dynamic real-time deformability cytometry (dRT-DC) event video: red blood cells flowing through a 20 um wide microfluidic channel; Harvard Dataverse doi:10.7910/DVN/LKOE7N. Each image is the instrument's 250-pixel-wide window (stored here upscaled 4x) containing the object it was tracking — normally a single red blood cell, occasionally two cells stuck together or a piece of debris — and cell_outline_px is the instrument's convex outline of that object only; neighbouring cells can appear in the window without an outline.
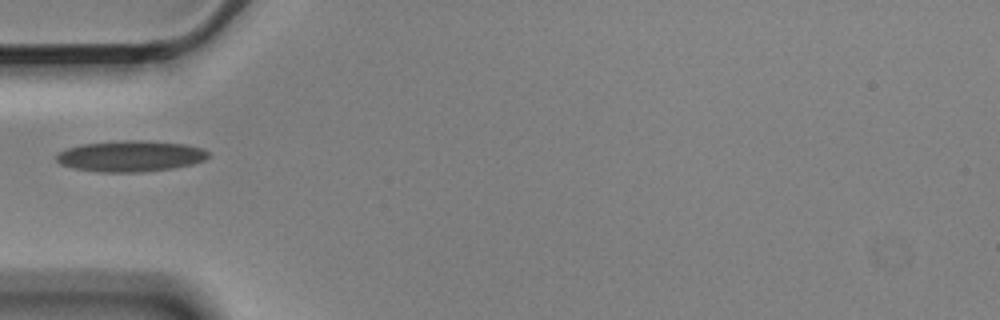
{"species": "Egyptian fruit bat (a non-hibernating species)", "species_latin": "Rousettus aegyptiacus", "temperature_condition": "cold", "stored_images_in_passage": 1, "camera_frame_rate_fps": 3000, "um_per_image_px": 0.085, "animal": {"sex": "male"}, "frame": {"image": 1, "passage_image": 1, "time_ms": 0.0, "image_size_px": [1000, 320], "cell_outline_px": [[212, 156], [204, 160], [192, 164], [172, 168], [144, 172], [100, 172], [72, 168], [60, 164], [56, 160], [56, 156], [60, 152], [68, 148], [84, 144], [124, 140], [140, 140], [184, 144], [204, 148]], "centroid_in_image_um": [11.13, 13.28], "position_along_channel_um": 73.9, "area_um2": 27.46}}